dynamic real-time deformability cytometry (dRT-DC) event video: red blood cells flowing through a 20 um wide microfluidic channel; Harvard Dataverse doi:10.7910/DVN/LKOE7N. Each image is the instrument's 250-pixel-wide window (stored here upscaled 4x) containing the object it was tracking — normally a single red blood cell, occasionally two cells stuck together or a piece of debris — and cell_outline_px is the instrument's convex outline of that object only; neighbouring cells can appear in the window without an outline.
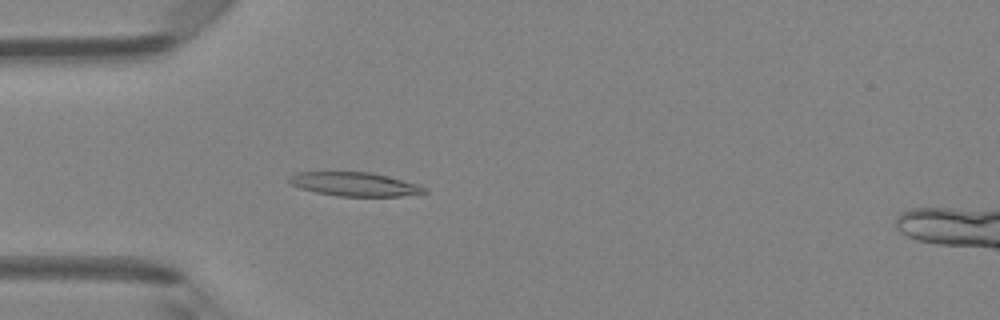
{"species": "Egyptian fruit bat (a non-hibernating species)", "species_latin": "Rousettus aegyptiacus", "temperature_condition": "room temperature", "stored_images_in_passage": 4, "camera_frame_rate_fps": 3000, "um_per_image_px": 0.085, "animal": {"sex": "female"}, "frame": {"image": 1, "passage_image": 4, "time_ms": 1.0, "image_size_px": [1000, 320], "cell_outline_px": [[428, 192], [424, 196], [336, 196], [316, 192], [300, 188], [288, 184], [288, 176], [296, 172], [372, 172], [420, 184]], "centroid_in_image_um": [30.2, 15.66], "position_along_channel_um": 54.8, "area_um2": 19.25}}